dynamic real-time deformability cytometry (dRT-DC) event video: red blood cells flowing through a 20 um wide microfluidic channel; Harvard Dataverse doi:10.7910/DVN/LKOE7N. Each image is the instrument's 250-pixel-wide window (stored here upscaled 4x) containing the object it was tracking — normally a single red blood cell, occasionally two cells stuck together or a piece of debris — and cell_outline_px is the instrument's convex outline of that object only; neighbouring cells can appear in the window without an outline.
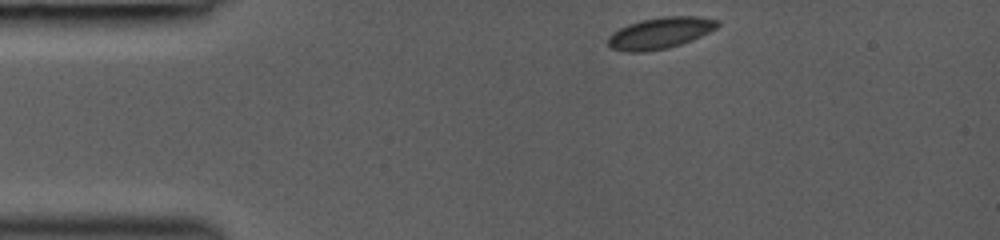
{"species": "common noctule bat (a hibernating species)", "species_latin": "Nyctalus noctula", "temperature_condition": "room temperature", "stored_images_in_passage": 15, "camera_frame_rate_fps": 3000, "um_per_image_px": 0.085, "animal": {"sex": "female", "body_mass_g": 19.0, "forearm_length_mm": 53.3}, "frame": {"image": 1, "passage_image": 1, "time_ms": 0.0, "image_size_px": [1000, 240], "cell_outline_px": [[720, 24], [716, 28], [692, 40], [668, 48], [644, 52], [624, 52], [612, 48], [608, 44], [608, 36], [612, 32], [628, 24], [640, 20], [664, 16], [700, 16], [720, 20]], "centroid_in_image_um": [56.11, 2.8], "position_along_channel_um": 28.9, "area_um2": 20.11}}
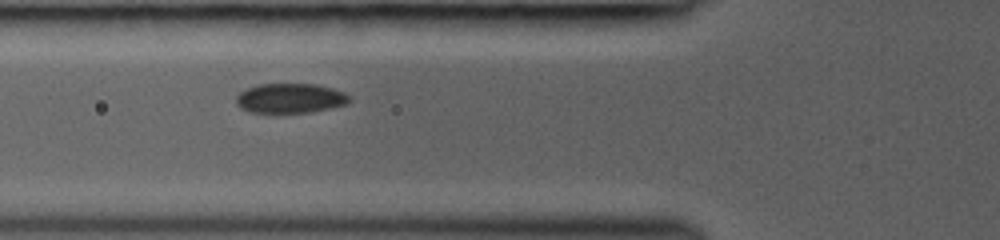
{"frame": {"image": 2, "passage_image": 7, "time_ms": 3.0, "image_size_px": [1000, 240], "cell_outline_px": [[352, 100], [348, 104], [308, 112], [248, 112], [240, 108], [236, 104], [236, 96], [240, 92], [248, 88], [260, 84], [316, 84], [332, 88], [344, 92]], "centroid_in_image_um": [24.66, 8.35], "position_along_channel_um": 101.1, "area_um2": 19.48}}
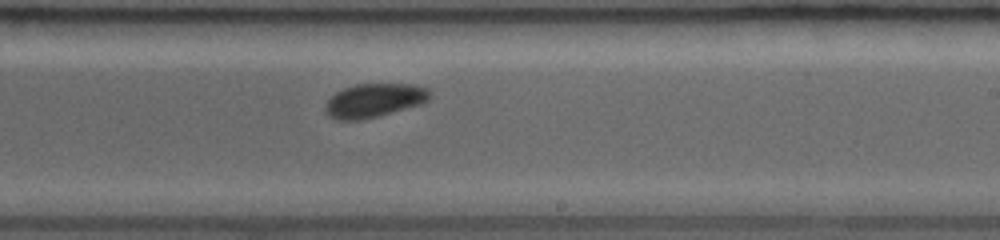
{"frame": {"image": 3, "passage_image": 15, "time_ms": 6.667, "image_size_px": [1000, 240], "cell_outline_px": [[432, 96], [428, 100], [420, 104], [376, 116], [360, 120], [336, 120], [328, 116], [324, 112], [324, 108], [328, 100], [336, 92], [344, 88], [356, 84], [416, 84], [428, 88], [432, 92]], "centroid_in_image_um": [31.81, 8.52], "position_along_channel_um": 257.2, "area_um2": 20.58}}